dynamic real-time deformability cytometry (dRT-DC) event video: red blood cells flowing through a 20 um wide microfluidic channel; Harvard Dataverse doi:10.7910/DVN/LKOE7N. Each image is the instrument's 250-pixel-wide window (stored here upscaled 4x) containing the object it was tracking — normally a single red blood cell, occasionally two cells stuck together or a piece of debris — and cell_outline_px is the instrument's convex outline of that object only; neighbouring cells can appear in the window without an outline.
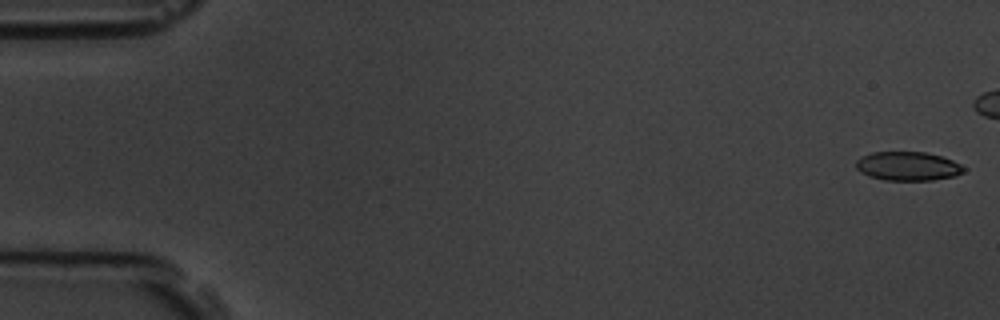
{"species": "common noctule bat (a hibernating species)", "species_latin": "Nyctalus noctula", "temperature_condition": "room temperature", "stored_images_in_passage": 47, "camera_frame_rate_fps": 3000, "um_per_image_px": 0.085, "animal": {"sex": "male", "body_mass_g": 19.5, "forearm_length_mm": 54.6}, "frame": {"image": 1, "passage_image": 1, "time_ms": 0.0, "image_size_px": [1000, 320], "cell_outline_px": [[968, 168], [964, 172], [956, 176], [932, 180], [884, 180], [868, 176], [860, 172], [856, 168], [856, 160], [860, 156], [872, 152], [924, 152], [940, 156], [952, 160]], "centroid_in_image_um": [77.16, 14.13], "position_along_channel_um": 7.8, "area_um2": 18.32}}
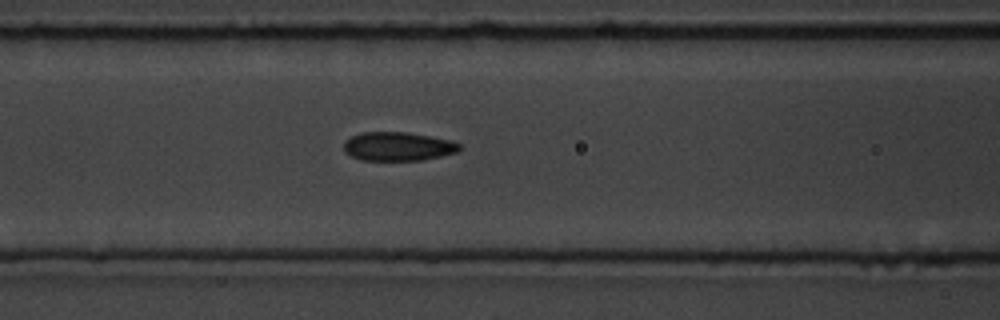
{"frame": {"image": 2, "passage_image": 24, "time_ms": 7.667, "image_size_px": [1000, 320], "cell_outline_px": [[460, 148], [456, 152], [424, 160], [360, 160], [344, 152], [344, 140], [360, 132], [408, 132], [452, 140], [460, 144]], "centroid_in_image_um": [33.8, 12.44], "position_along_channel_um": 132.8, "area_um2": 19.48}}
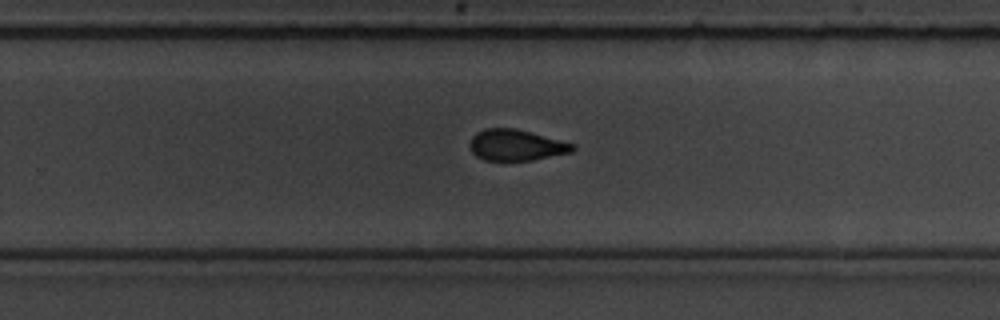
{"frame": {"image": 3, "passage_image": 37, "time_ms": 12.0, "image_size_px": [1000, 320], "cell_outline_px": [[576, 148], [572, 152], [532, 160], [484, 160], [476, 156], [472, 152], [468, 144], [472, 136], [476, 132], [484, 128], [516, 128], [576, 144]], "centroid_in_image_um": [43.86, 12.32], "position_along_channel_um": 285.9, "area_um2": 18.79}}